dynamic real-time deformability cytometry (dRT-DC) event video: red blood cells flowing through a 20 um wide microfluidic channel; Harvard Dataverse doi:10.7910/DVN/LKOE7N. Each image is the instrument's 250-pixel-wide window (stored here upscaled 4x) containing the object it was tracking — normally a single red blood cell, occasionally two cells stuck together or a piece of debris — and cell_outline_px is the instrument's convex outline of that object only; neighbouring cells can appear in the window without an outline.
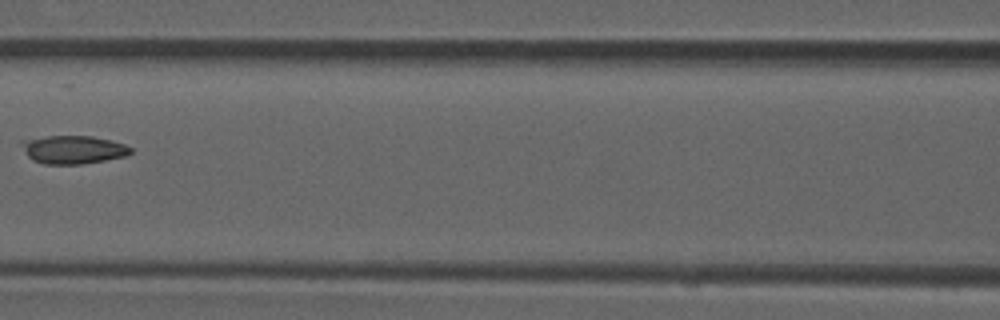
{"species": "common noctule bat (a hibernating species)", "species_latin": "Nyctalus noctula", "temperature_condition": "room temperature", "stored_images_in_passage": 5, "camera_frame_rate_fps": 3000, "um_per_image_px": 0.085, "animal": {"sex": "male", "forearm_length_mm": 52.5}, "frame": {"image": 1, "passage_image": 4, "time_ms": 1.0, "image_size_px": [1000, 320], "cell_outline_px": [[132, 152], [128, 156], [80, 164], [44, 164], [32, 160], [28, 156], [20, 140], [48, 136], [92, 136], [112, 140], [124, 144], [132, 148]], "centroid_in_image_um": [6.25, 12.71], "position_along_channel_um": 160.3, "area_um2": 17.92}}
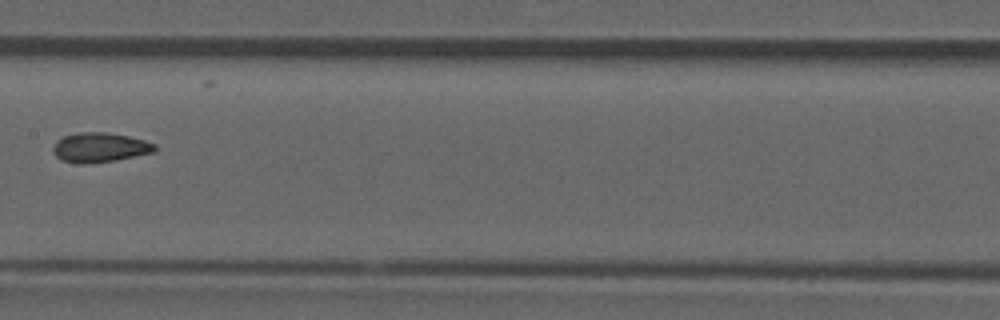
{"frame": {"image": 2, "passage_image": 5, "time_ms": 1.333, "image_size_px": [1000, 320], "cell_outline_px": [[156, 148], [152, 152], [116, 160], [84, 164], [60, 160], [52, 152], [52, 148], [56, 140], [64, 136], [80, 132], [104, 132], [128, 136], [144, 140], [156, 144]], "centroid_in_image_um": [8.44, 12.53], "position_along_channel_um": 199.0, "area_um2": 17.46}}